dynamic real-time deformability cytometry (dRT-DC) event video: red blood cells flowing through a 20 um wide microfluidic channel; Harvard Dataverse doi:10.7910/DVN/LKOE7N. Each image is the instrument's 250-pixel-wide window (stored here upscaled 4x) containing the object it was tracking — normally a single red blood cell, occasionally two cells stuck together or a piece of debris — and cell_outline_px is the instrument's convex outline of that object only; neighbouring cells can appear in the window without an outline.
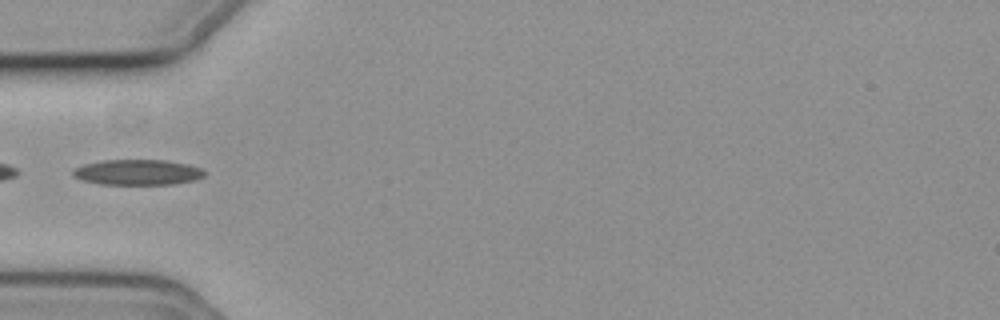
{"species": "common noctule bat (a hibernating species)", "species_latin": "Nyctalus noctula", "temperature_condition": "cold", "stored_images_in_passage": 24, "camera_frame_rate_fps": 3000, "um_per_image_px": 0.085, "animal": {"sex": "female", "body_mass_g": 19.3, "forearm_length_mm": 54.1}, "frame": {"image": 1, "passage_image": 1, "time_ms": 0.0, "image_size_px": [1000, 320], "cell_outline_px": [[204, 176], [196, 180], [172, 184], [100, 184], [84, 180], [72, 176], [72, 172], [76, 168], [84, 164], [104, 160], [164, 160], [188, 164], [200, 168], [204, 172]], "centroid_in_image_um": [11.7, 14.64], "position_along_channel_um": 73.3, "area_um2": 19.36}}